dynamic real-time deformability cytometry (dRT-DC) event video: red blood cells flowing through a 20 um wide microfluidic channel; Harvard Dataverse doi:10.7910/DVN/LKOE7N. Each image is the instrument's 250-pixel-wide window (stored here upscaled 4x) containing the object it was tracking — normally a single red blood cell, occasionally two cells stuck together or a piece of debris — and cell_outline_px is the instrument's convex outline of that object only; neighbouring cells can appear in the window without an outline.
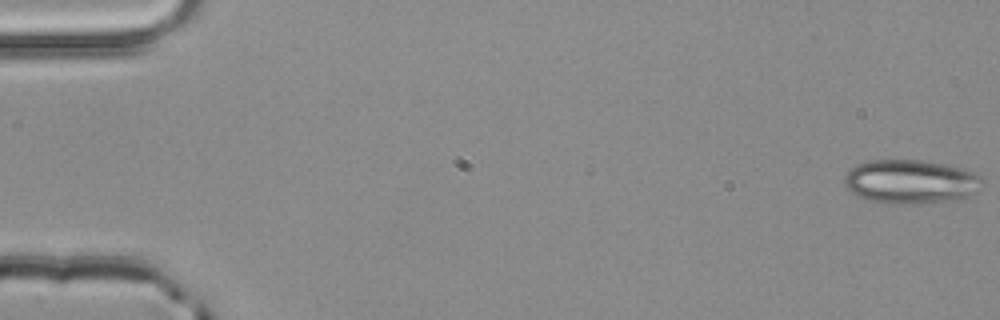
{"species": "common noctule bat (a hibernating species)", "species_latin": "Nyctalus noctula", "temperature_condition": "room temperature", "stored_images_in_passage": 52, "camera_frame_rate_fps": 3000, "um_per_image_px": 0.085, "animal": {"sex": "male", "body_mass_g": 20.4}, "frame": {"image": 1, "passage_image": 1, "time_ms": 0.0, "image_size_px": [1000, 320], "cell_outline_px": [[984, 184], [976, 192], [968, 196], [948, 200], [912, 204], [888, 204], [856, 196], [844, 184], [844, 176], [856, 164], [868, 160], [920, 160], [940, 164], [972, 172], [980, 176], [984, 180]], "centroid_in_image_um": [77.37, 15.45], "position_along_channel_um": 7.6, "area_um2": 34.97}}
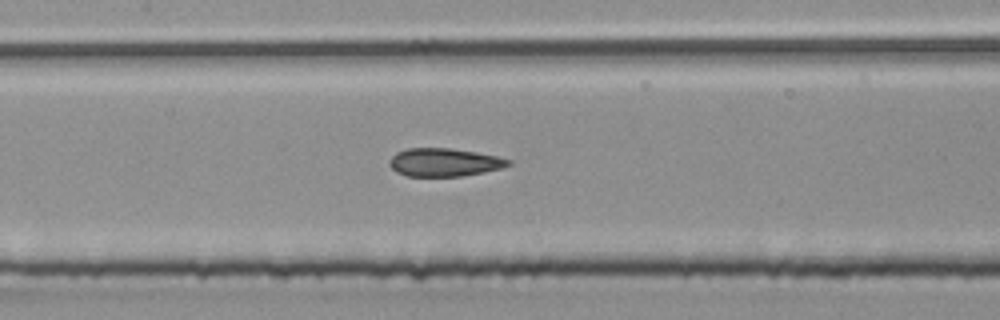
{"frame": {"image": 2, "passage_image": 25, "time_ms": 8.0, "image_size_px": [1000, 320], "cell_outline_px": [[512, 164], [504, 168], [484, 172], [460, 176], [408, 176], [396, 172], [388, 164], [388, 160], [396, 152], [408, 148], [452, 148], [476, 152], [496, 156], [512, 160]], "centroid_in_image_um": [37.77, 13.79], "position_along_channel_um": 169.6, "area_um2": 19.65}}
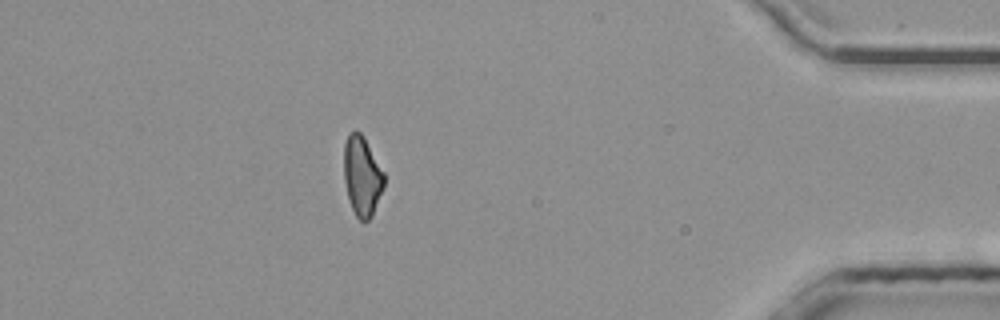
{"frame": {"image": 3, "passage_image": 46, "time_ms": 15.0, "image_size_px": [1000, 320], "cell_outline_px": [[384, 184], [372, 216], [368, 220], [360, 220], [356, 216], [348, 200], [344, 180], [344, 144], [348, 132], [356, 128], [364, 136], [384, 172]], "centroid_in_image_um": [30.75, 14.91], "position_along_channel_um": 404.4, "area_um2": 18.79}, "authors_computed_cell_mechanics": {"area_um2": 19.9988, "velocity_mm_per_s": 4.0458, "shape_relaxation_time_tau1_ms": null, "shape_relaxation_time_tau2_ms": 2.7861, "deformation_change_tau1": null, "deformation_change_tau2": 0.1281}}